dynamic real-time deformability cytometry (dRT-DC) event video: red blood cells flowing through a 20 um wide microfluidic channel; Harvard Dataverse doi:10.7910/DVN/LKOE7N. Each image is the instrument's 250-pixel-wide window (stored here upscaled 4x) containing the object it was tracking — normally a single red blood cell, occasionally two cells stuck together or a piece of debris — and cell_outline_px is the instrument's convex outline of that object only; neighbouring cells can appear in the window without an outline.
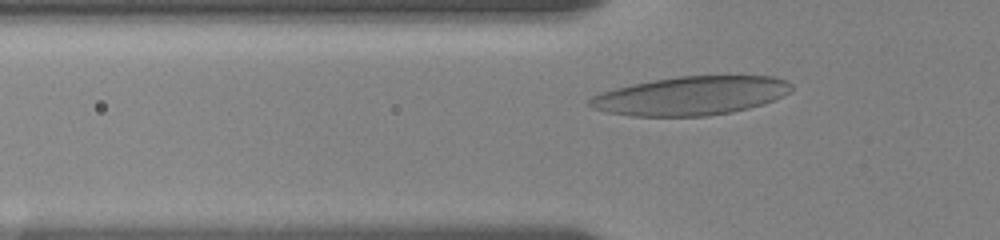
{"species": "human", "species_latin": "Homo sapiens", "temperature_condition": "room temperature", "stored_images_in_passage": 21, "camera_frame_rate_fps": 3000, "um_per_image_px": 0.085, "donor": {"sex": "female"}, "frame": {"image": 1, "passage_image": 2, "time_ms": 0.333, "image_size_px": [1000, 240], "cell_outline_px": [[792, 92], [764, 104], [732, 112], [708, 116], [632, 116], [608, 112], [592, 108], [588, 104], [588, 100], [592, 96], [600, 92], [632, 84], [676, 76], [772, 76], [788, 80], [792, 84]], "centroid_in_image_um": [58.75, 8.14], "position_along_channel_um": 67.0, "area_um2": 45.66}}
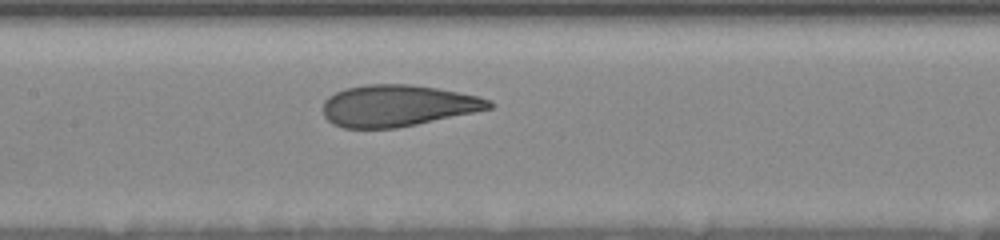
{"frame": {"image": 2, "passage_image": 8, "time_ms": 3.333, "image_size_px": [1000, 240], "cell_outline_px": [[496, 104], [492, 108], [476, 112], [396, 128], [344, 128], [332, 124], [324, 116], [324, 100], [328, 96], [336, 92], [348, 88], [364, 84], [408, 84], [436, 88], [480, 96], [492, 100]], "centroid_in_image_um": [33.83, 8.98], "position_along_channel_um": 173.6, "area_um2": 40.29}}
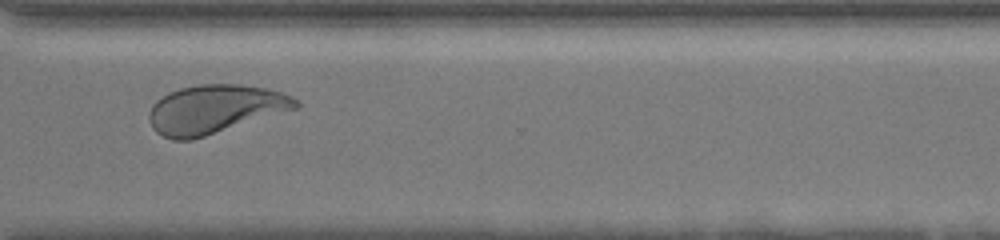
{"frame": {"image": 3, "passage_image": 17, "time_ms": 8.333, "image_size_px": [1000, 240], "cell_outline_px": [[300, 108], [192, 140], [172, 140], [156, 132], [152, 128], [148, 116], [148, 112], [152, 104], [156, 100], [168, 92], [180, 88], [200, 84], [240, 84], [264, 88], [280, 92], [292, 96], [300, 100]], "centroid_in_image_um": [18.27, 9.28], "position_along_channel_um": 352.3, "area_um2": 41.96}, "authors_computed_cell_mechanics": {"area_um2": 41.3848, "velocity_mm_per_s": 3.5882, "shape_relaxation_time_tau1_ms": 4.3294, "shape_relaxation_time_tau2_ms": 1.0081, "deformation_change_tau1": 0.1681, "deformation_change_tau2": 0.0775}}